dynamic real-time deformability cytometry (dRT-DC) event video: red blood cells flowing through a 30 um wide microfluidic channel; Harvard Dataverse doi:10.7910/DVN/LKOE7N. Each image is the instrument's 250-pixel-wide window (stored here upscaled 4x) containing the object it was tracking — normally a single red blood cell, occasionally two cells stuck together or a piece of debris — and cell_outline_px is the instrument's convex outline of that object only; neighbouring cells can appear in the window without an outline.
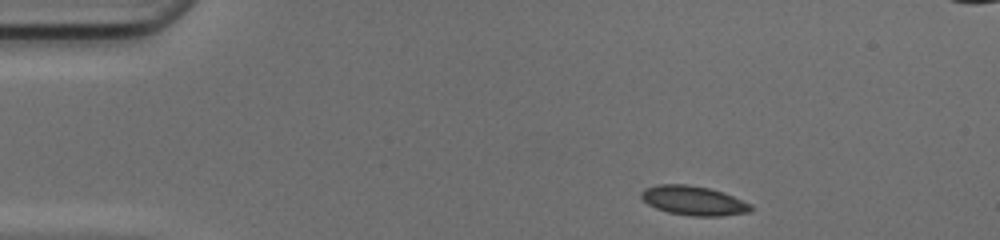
{"species": "common noctule bat (a hibernating species)", "species_latin": "Nyctalus noctula", "temperature_condition": "cold", "stored_images_in_passage": 43, "segment_of_instrument_passage": [1, 2], "camera_frame_rate_fps": 3000, "um_per_image_px": 0.085, "animal": {"sex": "female", "body_mass_g": 17.0, "forearm_length_mm": 48.0}, "frame": {"image": 1, "passage_image": 1, "time_ms": 0.0, "image_size_px": [1000, 240], "cell_outline_px": [[752, 212], [720, 216], [692, 216], [668, 212], [656, 208], [648, 204], [640, 196], [640, 192], [644, 188], [660, 184], [684, 184], [708, 188], [724, 192], [752, 204]], "centroid_in_image_um": [58.97, 17.05], "position_along_channel_um": 26.0, "area_um2": 18.79}}
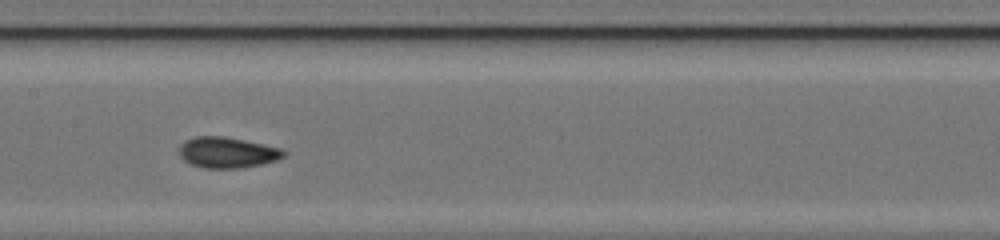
{"frame": {"image": 2, "passage_image": 18, "time_ms": 5.667, "image_size_px": [1000, 240], "cell_outline_px": [[284, 156], [276, 160], [260, 164], [240, 168], [204, 168], [192, 164], [184, 160], [180, 156], [180, 144], [184, 140], [196, 136], [224, 136], [264, 144], [280, 148], [284, 152]], "centroid_in_image_um": [19.28, 12.95], "position_along_channel_um": 188.1, "area_um2": 18.61}}
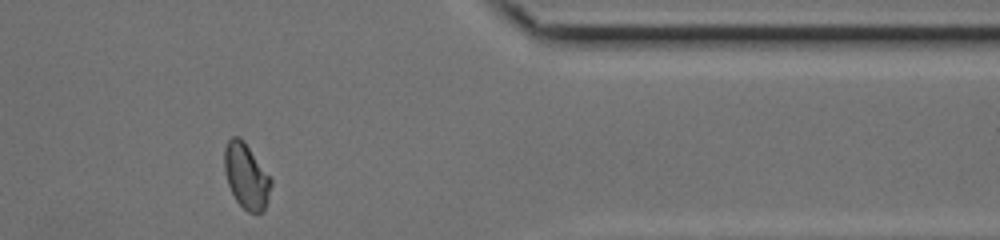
{"frame": {"image": 3, "passage_image": 34, "time_ms": 11.0, "image_size_px": [1000, 240], "cell_outline_px": [[272, 184], [268, 200], [264, 208], [256, 216], [248, 212], [236, 200], [228, 184], [224, 172], [224, 148], [228, 140], [232, 136], [240, 136], [244, 140], [272, 180]], "centroid_in_image_um": [20.92, 14.96], "position_along_channel_um": 390.5, "area_um2": 17.8}}